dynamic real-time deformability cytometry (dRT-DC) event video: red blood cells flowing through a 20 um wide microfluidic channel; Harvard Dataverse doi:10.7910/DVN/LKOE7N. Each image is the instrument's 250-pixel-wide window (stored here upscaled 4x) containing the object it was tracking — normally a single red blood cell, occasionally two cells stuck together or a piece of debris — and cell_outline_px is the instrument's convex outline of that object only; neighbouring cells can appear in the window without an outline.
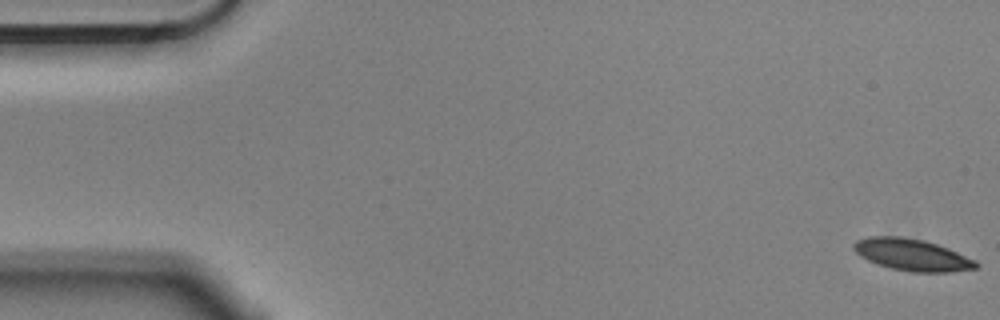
{"species": "Egyptian fruit bat (a non-hibernating species)", "species_latin": "Rousettus aegyptiacus", "temperature_condition": "cold", "stored_images_in_passage": 5, "camera_frame_rate_fps": 3000, "um_per_image_px": 0.085, "animal": {"sex": "male"}, "frame": {"image": 1, "passage_image": 1, "time_ms": 0.0, "image_size_px": [1000, 320], "cell_outline_px": [[980, 264], [976, 268], [952, 272], [912, 272], [892, 268], [876, 264], [860, 256], [852, 248], [852, 244], [856, 240], [868, 236], [904, 236], [924, 240], [948, 248], [976, 260]], "centroid_in_image_um": [77.51, 21.65], "position_along_channel_um": 7.5, "area_um2": 22.83}}
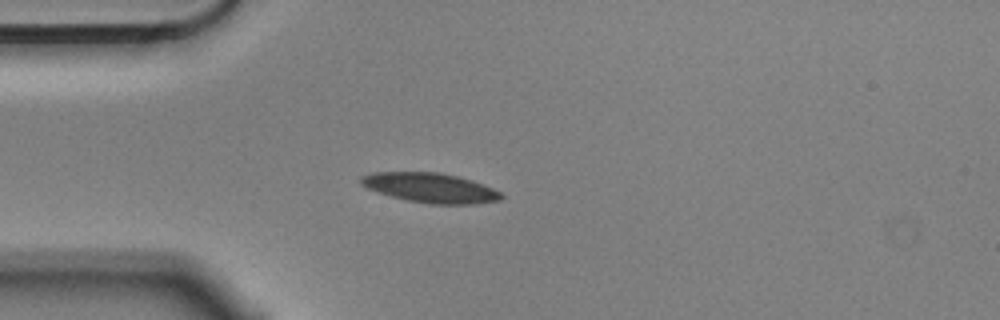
{"frame": {"image": 2, "passage_image": 5, "time_ms": 1.333, "image_size_px": [1000, 320], "cell_outline_px": [[504, 196], [500, 200], [476, 204], [432, 204], [408, 200], [392, 196], [368, 188], [360, 184], [360, 176], [372, 172], [436, 172], [456, 176], [472, 180], [484, 184], [500, 192]], "centroid_in_image_um": [36.59, 15.96], "position_along_channel_um": 48.4, "area_um2": 24.1}}